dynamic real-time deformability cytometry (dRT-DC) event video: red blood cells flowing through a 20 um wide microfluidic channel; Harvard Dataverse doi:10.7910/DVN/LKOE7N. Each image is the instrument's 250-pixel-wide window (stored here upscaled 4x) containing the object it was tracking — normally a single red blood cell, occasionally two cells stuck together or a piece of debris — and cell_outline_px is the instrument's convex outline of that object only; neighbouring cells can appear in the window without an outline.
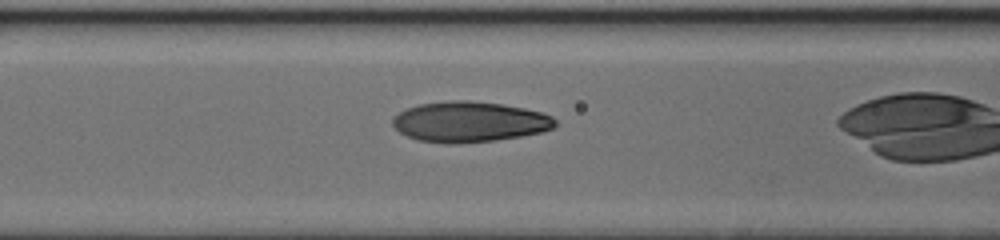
{"species": "human", "species_latin": "Homo sapiens", "temperature_condition": "cold", "stored_images_in_passage": 29, "camera_frame_rate_fps": 3000, "um_per_image_px": 0.085, "donor": {"sex": "female"}, "frame": {"image": 1, "passage_image": 11, "time_ms": 3.333, "image_size_px": [1000, 240], "cell_outline_px": [[556, 124], [552, 128], [540, 132], [520, 136], [496, 140], [452, 144], [448, 144], [420, 140], [408, 136], [400, 132], [392, 124], [392, 120], [400, 112], [408, 108], [420, 104], [448, 100], [468, 100], [500, 104], [524, 108], [540, 112], [552, 116], [556, 120]], "centroid_in_image_um": [39.9, 10.35], "position_along_channel_um": 126.7, "area_um2": 38.03}}
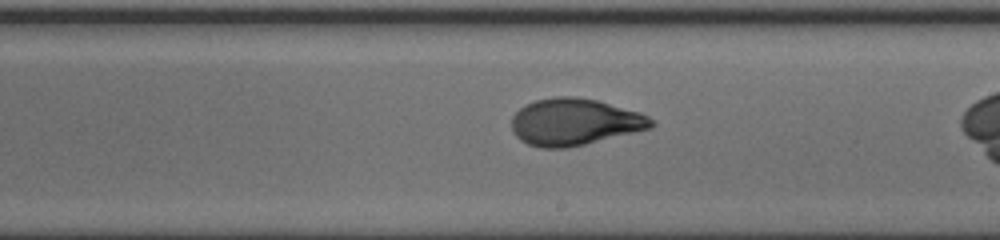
{"frame": {"image": 2, "passage_image": 19, "time_ms": 6.0, "image_size_px": [1000, 240], "cell_outline_px": [[656, 124], [652, 128], [568, 148], [540, 148], [528, 144], [520, 140], [512, 132], [512, 116], [520, 108], [536, 100], [556, 96], [576, 96], [596, 100], [640, 112], [648, 116]], "centroid_in_image_um": [48.83, 10.37], "position_along_channel_um": 240.2, "area_um2": 38.15}}
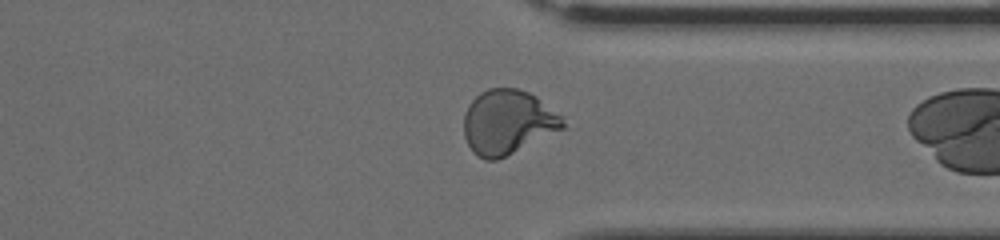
{"frame": {"image": 3, "passage_image": 28, "time_ms": 9.0, "image_size_px": [1000, 240], "cell_outline_px": [[564, 128], [496, 160], [484, 160], [472, 152], [464, 136], [464, 112], [468, 104], [480, 92], [488, 88], [516, 88], [528, 92], [536, 96], [560, 116], [564, 124]], "centroid_in_image_um": [43.1, 10.37], "position_along_channel_um": 368.3, "area_um2": 36.76}}